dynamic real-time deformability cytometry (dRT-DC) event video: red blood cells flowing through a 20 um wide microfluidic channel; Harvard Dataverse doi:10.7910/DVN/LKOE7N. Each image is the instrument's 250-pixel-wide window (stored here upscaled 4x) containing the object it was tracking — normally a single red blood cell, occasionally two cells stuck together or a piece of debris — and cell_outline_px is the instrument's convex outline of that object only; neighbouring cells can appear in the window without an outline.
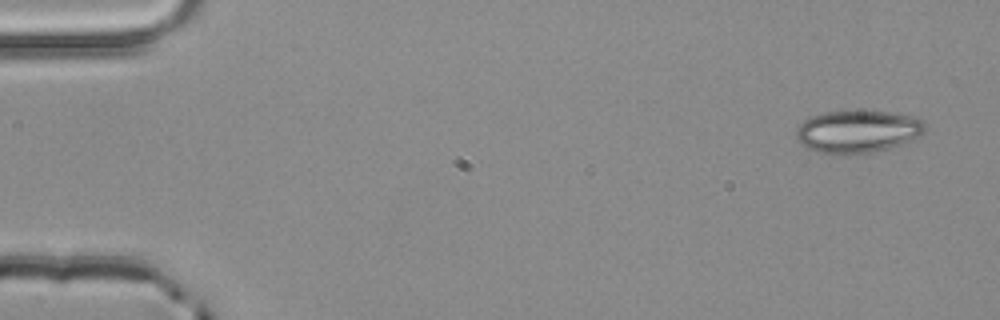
{"species": "common noctule bat (a hibernating species)", "species_latin": "Nyctalus noctula", "temperature_condition": "room temperature", "stored_images_in_passage": 4, "segment_of_instrument_passage": [1, 2], "camera_frame_rate_fps": 3000, "um_per_image_px": 0.085, "animal": {"sex": "male", "body_mass_g": 20.4}, "frame": {"image": 1, "passage_image": 1, "time_ms": 0.0, "image_size_px": [1000, 320], "cell_outline_px": [[928, 128], [924, 132], [908, 144], [872, 152], [816, 152], [800, 144], [796, 136], [796, 128], [808, 116], [824, 112], [888, 112], [916, 116], [924, 120]], "centroid_in_image_um": [72.97, 11.16], "position_along_channel_um": 12.0, "area_um2": 31.85}}
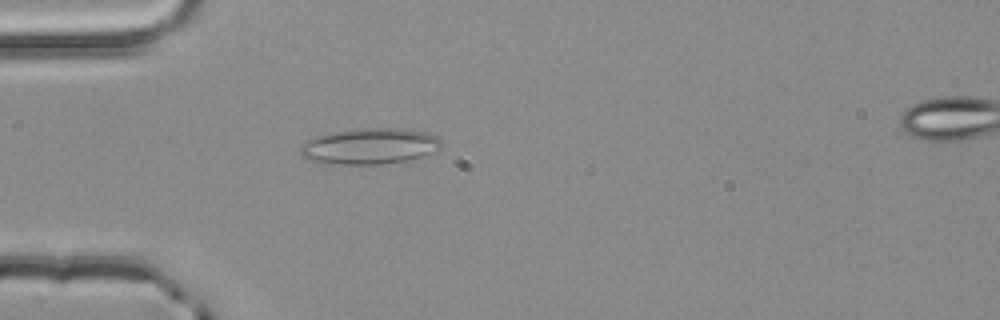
{"frame": {"image": 2, "passage_image": 3, "time_ms": 0.667, "image_size_px": [1000, 320], "cell_outline_px": [[440, 148], [420, 156], [404, 160], [380, 164], [340, 164], [312, 160], [304, 156], [300, 152], [300, 144], [316, 136], [328, 132], [364, 128], [404, 128], [424, 132], [436, 136], [440, 140]], "centroid_in_image_um": [31.39, 12.4], "position_along_channel_um": 53.6, "area_um2": 29.07}}